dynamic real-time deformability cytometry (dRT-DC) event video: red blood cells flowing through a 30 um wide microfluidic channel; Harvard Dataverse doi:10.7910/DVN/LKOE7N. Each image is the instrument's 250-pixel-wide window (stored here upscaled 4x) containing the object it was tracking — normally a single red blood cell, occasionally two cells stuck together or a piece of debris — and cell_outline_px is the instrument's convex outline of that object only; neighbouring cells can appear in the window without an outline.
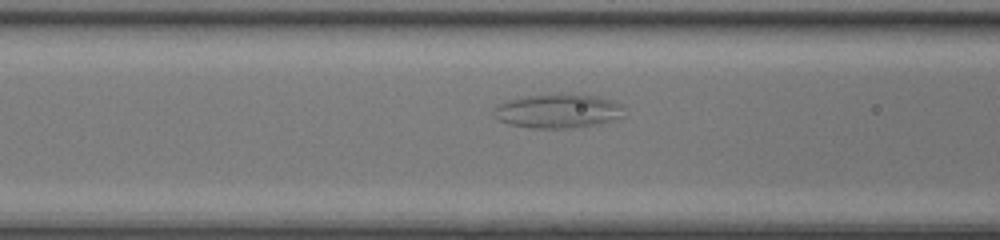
{"species": "common noctule bat (a hibernating species)", "species_latin": "Nyctalus noctula", "temperature_condition": "room temperature", "stored_images_in_passage": 46, "camera_frame_rate_fps": 3000, "um_per_image_px": 0.085, "animal": {"sex": "female", "body_mass_g": 17.0, "forearm_length_mm": 48.0}, "frame": {"image": 1, "passage_image": 20, "time_ms": 6.333, "image_size_px": [1000, 240], "cell_outline_px": [[620, 116], [608, 120], [592, 124], [568, 128], [532, 128], [508, 124], [500, 120], [492, 112], [504, 100], [524, 96], [560, 92], [596, 96], [612, 100], [620, 104]], "centroid_in_image_um": [47.32, 9.4], "position_along_channel_um": 119.3, "area_um2": 25.61}}
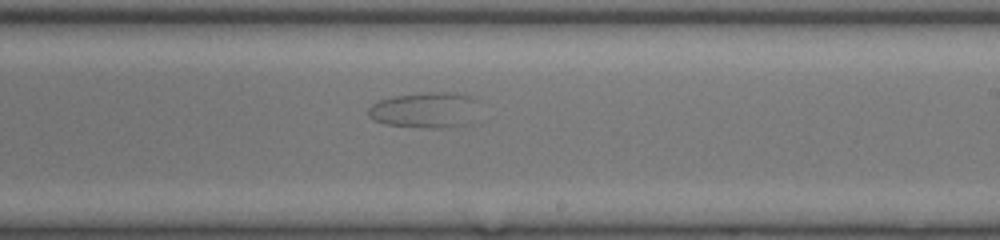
{"frame": {"image": 2, "passage_image": 30, "time_ms": 9.667, "image_size_px": [1000, 240], "cell_outline_px": [[472, 100], [468, 124], [456, 128], [428, 128], [388, 124], [376, 120], [368, 116], [368, 108], [372, 104], [380, 100], [396, 96], [428, 92], [456, 92], [468, 96]], "centroid_in_image_um": [36.03, 9.36], "position_along_channel_um": 253.0, "area_um2": 22.25}}
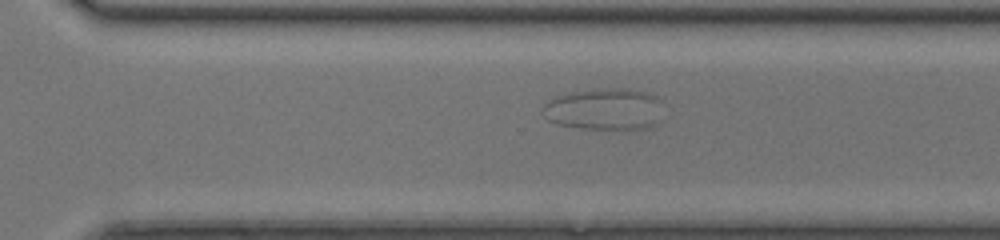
{"frame": {"image": 3, "passage_image": 35, "time_ms": 11.333, "image_size_px": [1000, 240], "cell_outline_px": [[664, 100], [652, 128], [580, 128], [556, 124], [548, 120], [544, 116], [544, 104], [560, 96], [576, 92], [596, 88], [628, 88], [648, 92]], "centroid_in_image_um": [51.42, 9.26], "position_along_channel_um": 319.2, "area_um2": 28.9}}